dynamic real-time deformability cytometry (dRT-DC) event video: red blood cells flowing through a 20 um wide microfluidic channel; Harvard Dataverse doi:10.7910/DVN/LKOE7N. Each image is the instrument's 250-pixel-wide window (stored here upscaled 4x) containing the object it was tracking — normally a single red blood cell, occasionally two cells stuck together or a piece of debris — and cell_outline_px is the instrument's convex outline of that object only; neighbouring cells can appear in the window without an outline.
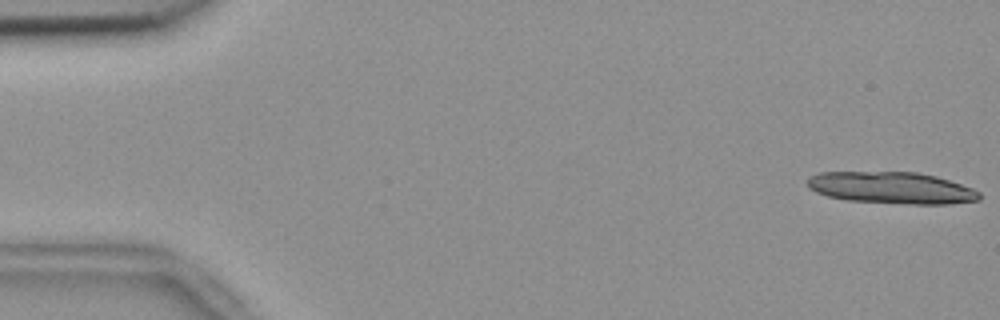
{"species": "common noctule bat (a hibernating species)", "species_latin": "Nyctalus noctula", "temperature_condition": "room temperature", "stored_images_in_passage": 15, "camera_frame_rate_fps": 3000, "um_per_image_px": 0.085, "animal": {"sex": "female", "body_mass_g": 18.4}, "frame": {"image": 1, "passage_image": 1, "time_ms": 0.0, "image_size_px": [1000, 320], "cell_outline_px": [[980, 200], [952, 204], [912, 204], [848, 200], [828, 196], [816, 192], [808, 188], [808, 176], [820, 172], [916, 172], [936, 176], [972, 188], [980, 192]], "centroid_in_image_um": [75.79, 15.96], "position_along_channel_um": 9.2, "area_um2": 31.79}}